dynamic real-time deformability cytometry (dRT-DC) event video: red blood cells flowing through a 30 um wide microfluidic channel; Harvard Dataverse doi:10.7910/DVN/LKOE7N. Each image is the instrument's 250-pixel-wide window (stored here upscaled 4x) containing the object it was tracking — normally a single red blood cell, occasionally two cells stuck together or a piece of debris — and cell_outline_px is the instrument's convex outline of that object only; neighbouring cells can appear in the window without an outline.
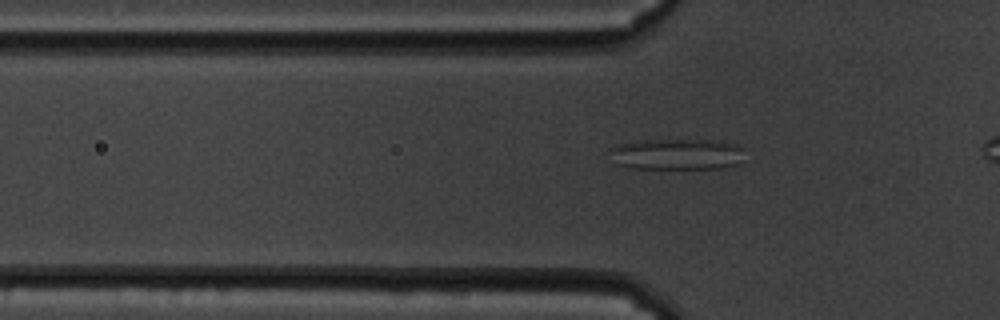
{"species": "common noctule bat (a hibernating species)", "species_latin": "Nyctalus noctula", "temperature_condition": "cold", "stored_images_in_passage": 35, "camera_frame_rate_fps": 3000, "um_per_image_px": 0.085, "animal": {"sex": "male", "body_mass_g": 19.5, "forearm_length_mm": 54.6}, "frame": {"image": 1, "passage_image": 5, "time_ms": 1.333, "image_size_px": [1000, 320], "cell_outline_px": [[744, 148], [740, 164], [724, 168], [632, 168], [612, 164], [608, 148], [616, 144], [636, 140], [724, 140], [740, 144]], "centroid_in_image_um": [57.51, 13.09], "position_along_channel_um": 68.3, "area_um2": 25.26}}
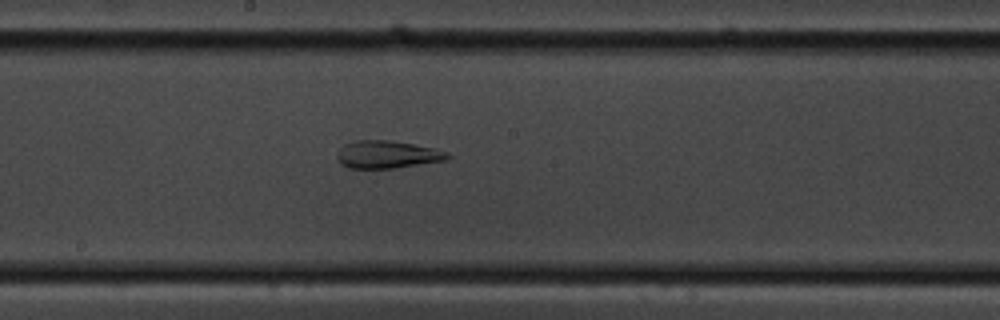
{"frame": {"image": 2, "passage_image": 18, "time_ms": 5.667, "image_size_px": [1000, 320], "cell_outline_px": [[452, 156], [448, 160], [396, 168], [348, 168], [340, 164], [336, 160], [336, 152], [344, 144], [356, 140], [388, 140], [436, 148], [448, 152]], "centroid_in_image_um": [32.91, 13.14], "position_along_channel_um": 215.3, "area_um2": 18.09}}
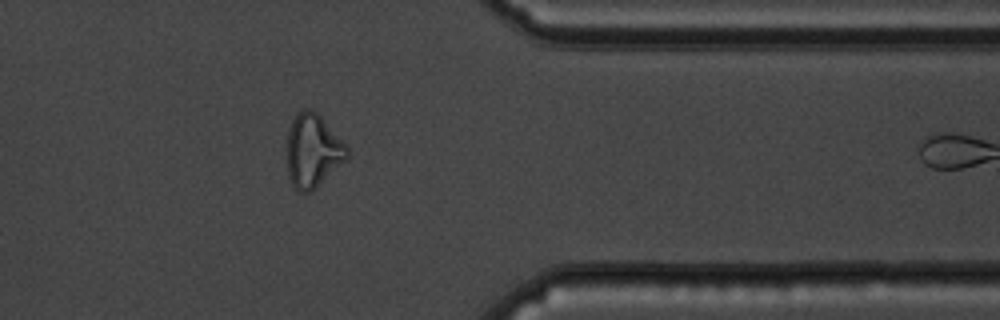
{"frame": {"image": 3, "passage_image": 34, "time_ms": 11.0, "image_size_px": [1000, 320], "cell_outline_px": [[348, 156], [312, 192], [300, 192], [292, 184], [288, 176], [284, 156], [284, 148], [288, 128], [296, 112], [304, 108], [308, 108], [316, 112], [324, 120], [348, 148]], "centroid_in_image_um": [26.49, 12.8], "position_along_channel_um": 384.9, "area_um2": 26.07}}